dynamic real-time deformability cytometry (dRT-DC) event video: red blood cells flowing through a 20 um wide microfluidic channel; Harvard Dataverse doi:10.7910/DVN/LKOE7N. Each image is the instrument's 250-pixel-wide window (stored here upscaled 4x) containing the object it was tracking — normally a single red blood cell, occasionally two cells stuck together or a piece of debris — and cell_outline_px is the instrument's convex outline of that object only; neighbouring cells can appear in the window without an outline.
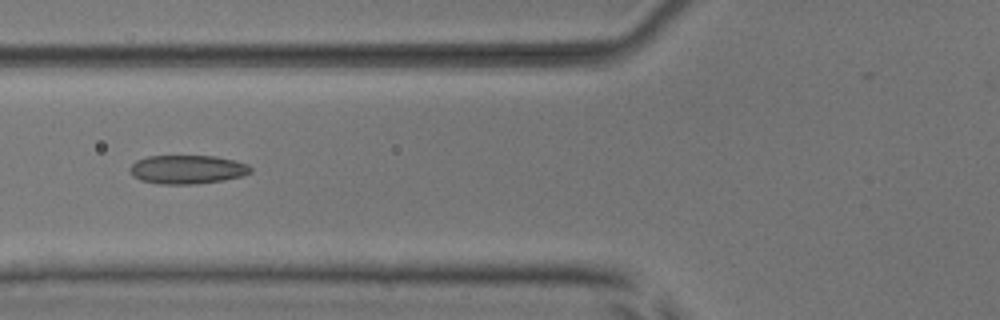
{"species": "common noctule bat (a hibernating species)", "species_latin": "Nyctalus noctula", "temperature_condition": "room temperature", "stored_images_in_passage": 6, "camera_frame_rate_fps": 3000, "um_per_image_px": 0.085, "animal": {"sex": "male", "body_mass_g": 17.9, "forearm_length_mm": 54.2}, "frame": {"image": 1, "passage_image": 6, "time_ms": 5.667, "image_size_px": [1000, 320], "cell_outline_px": [[252, 172], [240, 176], [224, 180], [196, 184], [160, 184], [140, 180], [132, 176], [128, 168], [136, 160], [148, 156], [216, 156], [248, 164], [252, 168]], "centroid_in_image_um": [15.89, 14.4], "position_along_channel_um": 109.9, "area_um2": 20.29}}